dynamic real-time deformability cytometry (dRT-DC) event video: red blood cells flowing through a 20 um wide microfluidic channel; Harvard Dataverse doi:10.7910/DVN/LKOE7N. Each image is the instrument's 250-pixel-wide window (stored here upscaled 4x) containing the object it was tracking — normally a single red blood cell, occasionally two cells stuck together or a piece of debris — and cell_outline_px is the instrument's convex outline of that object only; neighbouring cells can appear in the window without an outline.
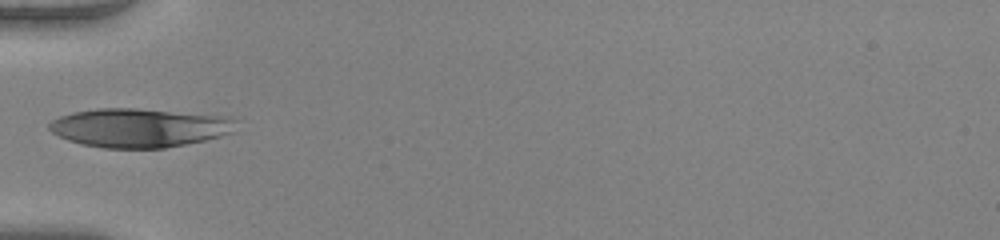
{"species": "human", "species_latin": "Homo sapiens", "temperature_condition": "warm", "stored_images_in_passage": 34, "camera_frame_rate_fps": 3000, "um_per_image_px": 0.085, "donor": {"sex": "female"}, "frame": {"image": 1, "passage_image": 1, "time_ms": 0.0, "image_size_px": [1000, 240], "cell_outline_px": [[236, 120], [232, 132], [220, 136], [204, 140], [164, 148], [104, 148], [80, 144], [68, 140], [52, 132], [48, 128], [48, 124], [52, 120], [60, 116], [72, 112], [96, 108], [136, 108], [220, 116]], "centroid_in_image_um": [11.76, 10.86], "position_along_channel_um": 73.2, "area_um2": 41.96}}
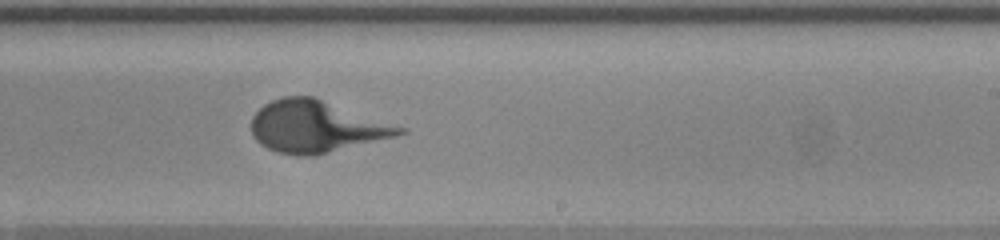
{"frame": {"image": 2, "passage_image": 15, "time_ms": 4.667, "image_size_px": [1000, 240], "cell_outline_px": [[408, 132], [396, 136], [316, 156], [296, 156], [276, 152], [260, 144], [252, 136], [252, 116], [264, 104], [272, 100], [284, 96], [312, 96], [408, 128]], "centroid_in_image_um": [26.89, 10.77], "position_along_channel_um": 262.1, "area_um2": 44.97}}
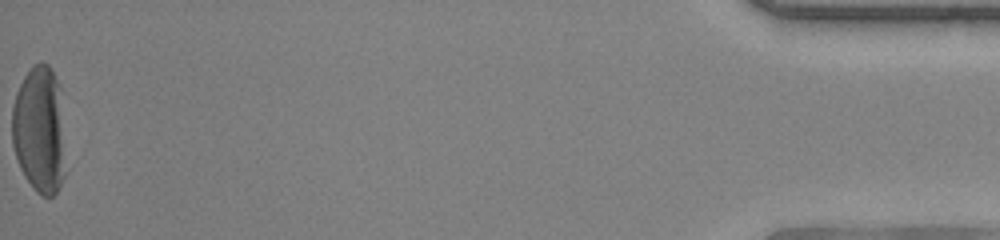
{"frame": {"image": 3, "passage_image": 34, "time_ms": 11.0, "image_size_px": [1000, 240], "cell_outline_px": [[64, 176], [56, 192], [52, 196], [40, 196], [36, 192], [24, 176], [20, 168], [12, 144], [12, 108], [16, 92], [24, 76], [32, 64], [40, 60], [48, 64], [60, 88]], "centroid_in_image_um": [3.32, 11.01], "position_along_channel_um": 431.9, "area_um2": 39.42}}